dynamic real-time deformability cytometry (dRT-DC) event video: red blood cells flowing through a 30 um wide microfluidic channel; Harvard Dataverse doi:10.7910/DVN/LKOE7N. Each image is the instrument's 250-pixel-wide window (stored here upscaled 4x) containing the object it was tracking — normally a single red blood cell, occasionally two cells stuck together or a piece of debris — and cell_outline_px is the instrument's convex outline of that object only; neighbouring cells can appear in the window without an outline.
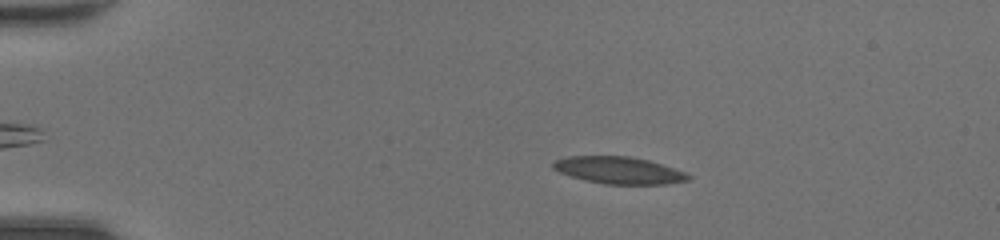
{"species": "common noctule bat (a hibernating species)", "species_latin": "Nyctalus noctula", "temperature_condition": "room temperature", "stored_images_in_passage": 48, "camera_frame_rate_fps": 3000, "um_per_image_px": 0.085, "animal": {"sex": "female", "body_mass_g": 20.0, "forearm_length_mm": 54.0}, "frame": {"image": 1, "passage_image": 10, "time_ms": 3.0, "image_size_px": [1000, 240], "cell_outline_px": [[692, 176], [688, 180], [664, 184], [604, 184], [572, 176], [560, 172], [552, 168], [552, 164], [556, 160], [568, 156], [628, 156], [648, 160], [684, 172]], "centroid_in_image_um": [52.59, 14.47], "position_along_channel_um": 32.4, "area_um2": 20.92}}
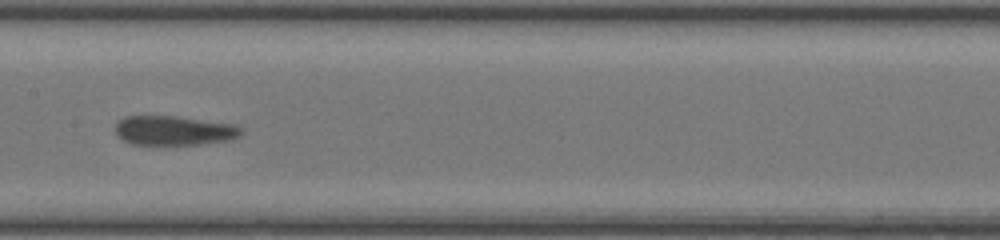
{"frame": {"image": 2, "passage_image": 26, "time_ms": 8.333, "image_size_px": [1000, 240], "cell_outline_px": [[244, 132], [240, 136], [232, 140], [204, 144], [132, 144], [116, 136], [116, 124], [124, 116], [176, 116], [236, 124], [244, 128]], "centroid_in_image_um": [14.87, 11.09], "position_along_channel_um": 192.5, "area_um2": 21.85}}
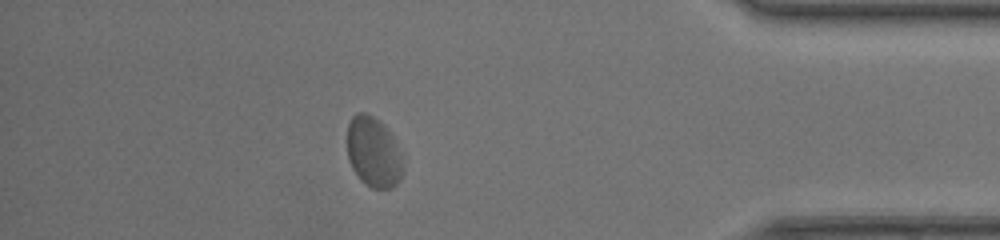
{"frame": {"image": 3, "passage_image": 43, "time_ms": 14.0, "image_size_px": [1000, 240], "cell_outline_px": [[404, 168], [400, 180], [392, 188], [372, 188], [364, 184], [360, 180], [352, 168], [348, 156], [348, 124], [352, 116], [356, 112], [364, 112], [372, 116], [384, 124], [392, 136], [404, 160]], "centroid_in_image_um": [31.76, 12.95], "position_along_channel_um": 403.4, "area_um2": 23.0}, "authors_computed_cell_mechanics": {"area_um2": 21.9062, "velocity_mm_per_s": 4.3252, "shape_relaxation_time_tau1_ms": 2.7628, "shape_relaxation_time_tau2_ms": 1.9951, "deformation_change_tau1": 0.0987, "deformation_change_tau2": 0.1008}}